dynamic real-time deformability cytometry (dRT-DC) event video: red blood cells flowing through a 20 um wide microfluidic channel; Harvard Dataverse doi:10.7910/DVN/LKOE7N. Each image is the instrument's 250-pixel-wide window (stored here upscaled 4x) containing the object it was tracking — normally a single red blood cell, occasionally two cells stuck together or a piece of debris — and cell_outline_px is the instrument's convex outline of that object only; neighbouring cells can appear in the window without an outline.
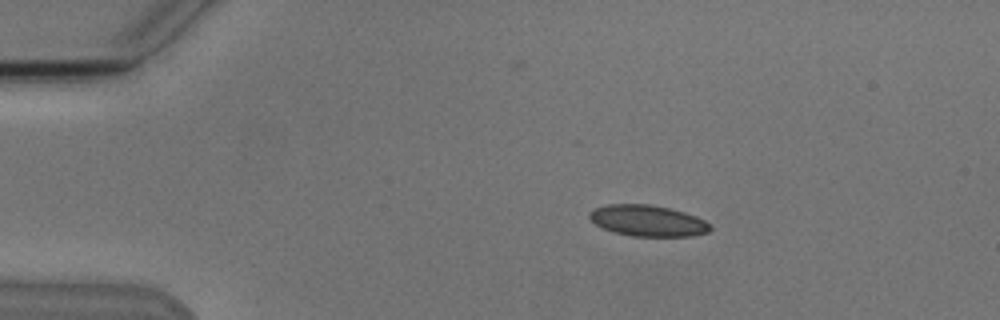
{"species": "Egyptian fruit bat (a non-hibernating species)", "species_latin": "Rousettus aegyptiacus", "temperature_condition": "cold", "stored_images_in_passage": 4, "camera_frame_rate_fps": 3000, "um_per_image_px": 0.085, "animal": {"sex": "male"}, "frame": {"image": 1, "passage_image": 1, "time_ms": 0.0, "image_size_px": [1000, 320], "cell_outline_px": [[712, 228], [708, 232], [692, 236], [632, 236], [612, 232], [600, 228], [588, 216], [588, 212], [596, 208], [608, 204], [648, 204], [668, 208], [684, 212], [696, 216], [704, 220]], "centroid_in_image_um": [55.03, 18.76], "position_along_channel_um": 30.0, "area_um2": 21.91}}
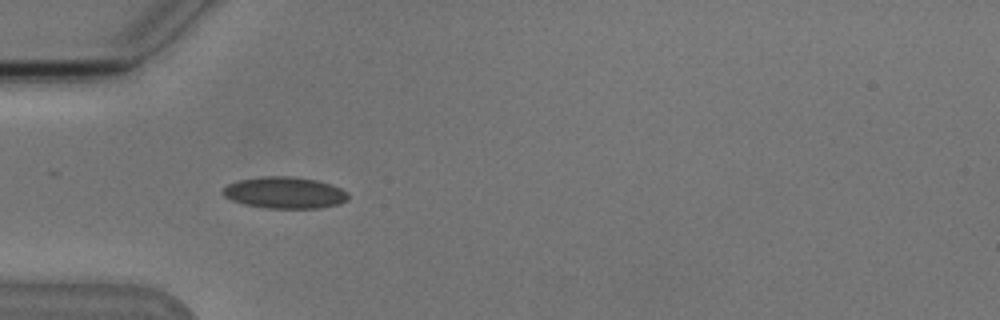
{"frame": {"image": 2, "passage_image": 3, "time_ms": 2.333, "image_size_px": [1000, 320], "cell_outline_px": [[348, 200], [340, 204], [320, 208], [264, 208], [244, 204], [232, 200], [224, 196], [220, 192], [228, 184], [236, 180], [260, 176], [292, 176], [316, 180], [332, 184], [348, 192]], "centroid_in_image_um": [24.19, 16.37], "position_along_channel_um": 60.8, "area_um2": 23.35}}